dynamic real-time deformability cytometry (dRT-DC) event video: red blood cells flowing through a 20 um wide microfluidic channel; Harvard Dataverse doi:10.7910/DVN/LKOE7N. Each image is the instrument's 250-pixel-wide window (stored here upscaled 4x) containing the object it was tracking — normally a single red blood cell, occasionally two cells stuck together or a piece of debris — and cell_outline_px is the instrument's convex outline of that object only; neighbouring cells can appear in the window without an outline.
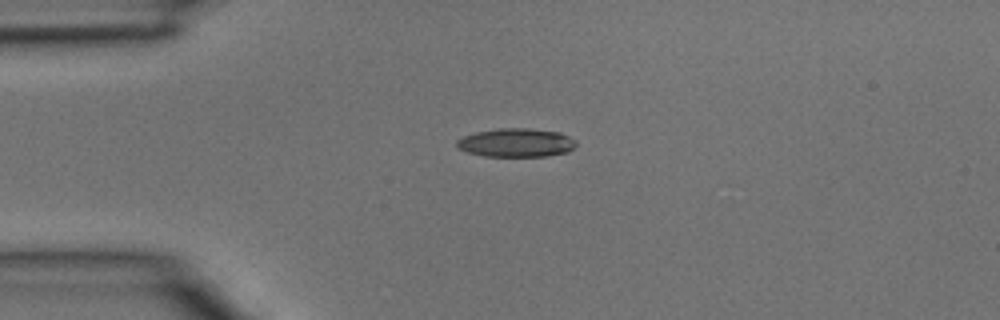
{"species": "common noctule bat (a hibernating species)", "species_latin": "Nyctalus noctula", "temperature_condition": "room temperature", "stored_images_in_passage": 2, "camera_frame_rate_fps": 3000, "um_per_image_px": 0.085, "animal": {"sex": "male", "body_mass_g": 15.6}, "frame": {"image": 1, "passage_image": 1, "time_ms": 0.0, "image_size_px": [1000, 320], "cell_outline_px": [[576, 144], [568, 152], [544, 156], [484, 156], [468, 152], [460, 148], [456, 144], [456, 140], [464, 136], [476, 132], [500, 128], [528, 128], [560, 132], [576, 140]], "centroid_in_image_um": [43.89, 12.12], "position_along_channel_um": 41.1, "area_um2": 19.77}}